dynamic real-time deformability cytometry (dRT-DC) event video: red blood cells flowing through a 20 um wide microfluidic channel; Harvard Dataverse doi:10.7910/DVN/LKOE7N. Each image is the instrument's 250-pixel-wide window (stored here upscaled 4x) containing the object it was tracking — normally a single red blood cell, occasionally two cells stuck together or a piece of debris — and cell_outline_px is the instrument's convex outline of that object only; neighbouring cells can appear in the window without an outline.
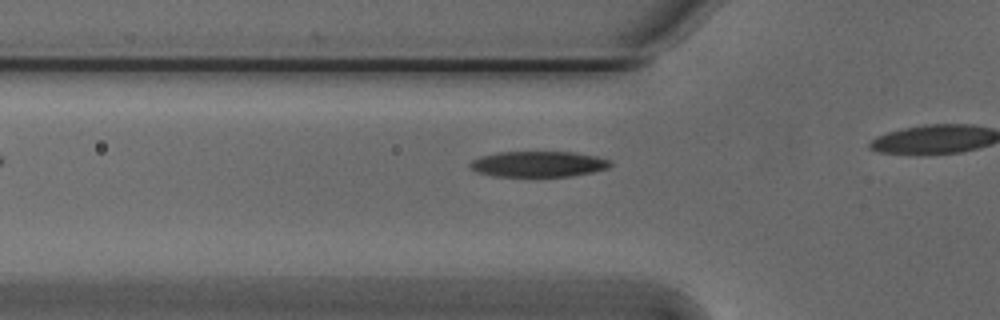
{"species": "Egyptian fruit bat (a non-hibernating species)", "species_latin": "Rousettus aegyptiacus", "temperature_condition": "cold", "stored_images_in_passage": 8, "camera_frame_rate_fps": 3000, "um_per_image_px": 0.085, "animal": {"sex": "male"}, "frame": {"image": 1, "passage_image": 3, "time_ms": 0.667, "image_size_px": [1000, 320], "cell_outline_px": [[612, 164], [608, 168], [592, 172], [572, 176], [496, 176], [480, 172], [472, 168], [468, 164], [472, 160], [480, 156], [496, 152], [572, 152], [596, 156], [612, 160]], "centroid_in_image_um": [45.79, 13.93], "position_along_channel_um": 80.0, "area_um2": 20.92}}
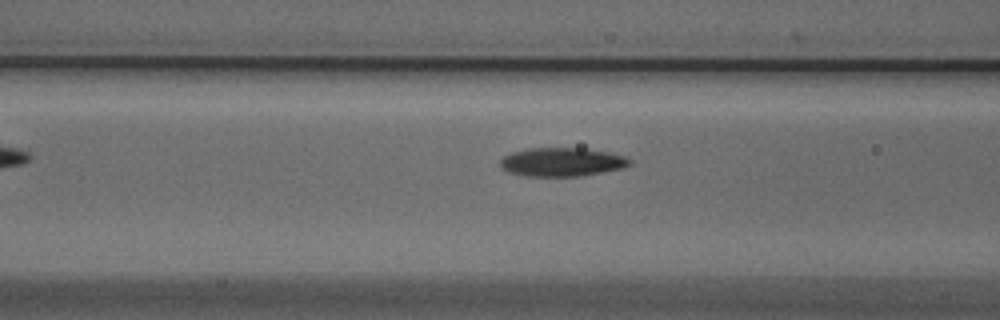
{"frame": {"image": 2, "passage_image": 6, "time_ms": 1.667, "image_size_px": [1000, 320], "cell_outline_px": [[632, 164], [624, 168], [580, 176], [524, 176], [508, 172], [500, 168], [500, 160], [504, 156], [512, 152], [524, 148], [584, 148], [608, 152], [624, 156], [632, 160]], "centroid_in_image_um": [47.75, 13.77], "position_along_channel_um": 118.9, "area_um2": 21.85}}